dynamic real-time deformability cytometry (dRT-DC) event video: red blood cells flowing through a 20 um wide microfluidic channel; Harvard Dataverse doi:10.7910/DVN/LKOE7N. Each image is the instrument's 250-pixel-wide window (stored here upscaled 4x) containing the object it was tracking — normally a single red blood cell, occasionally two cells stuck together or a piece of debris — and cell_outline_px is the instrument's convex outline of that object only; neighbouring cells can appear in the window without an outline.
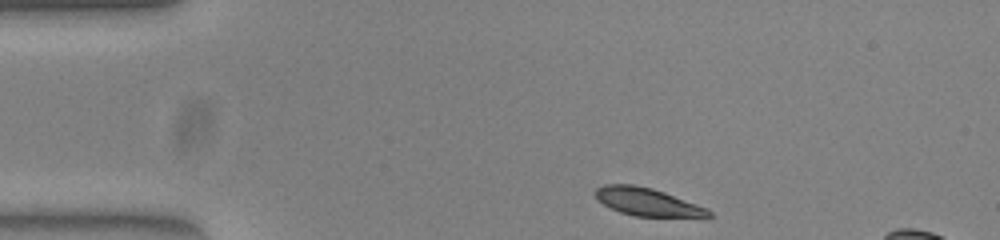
{"species": "common noctule bat (a hibernating species)", "species_latin": "Nyctalus noctula", "temperature_condition": "warm", "stored_images_in_passage": 39, "camera_frame_rate_fps": 3000, "um_per_image_px": 0.085, "animal": {"sex": "female", "body_mass_g": 23.0, "forearm_length_mm": 53.4}, "frame": {"image": 1, "passage_image": 1, "time_ms": 0.0, "image_size_px": [1000, 240], "cell_outline_px": [[712, 216], [636, 216], [620, 212], [596, 200], [596, 188], [604, 184], [632, 184], [652, 188], [664, 192], [708, 208], [712, 212]], "centroid_in_image_um": [55.0, 17.14], "position_along_channel_um": 30.0, "area_um2": 18.09}}
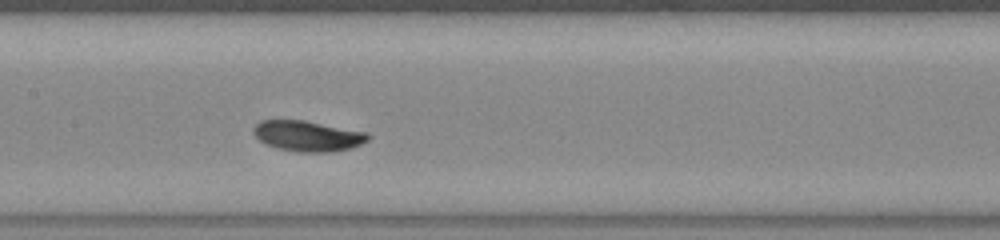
{"frame": {"image": 2, "passage_image": 17, "time_ms": 5.333, "image_size_px": [1000, 240], "cell_outline_px": [[372, 136], [368, 140], [352, 148], [332, 152], [300, 152], [280, 148], [264, 144], [252, 132], [252, 128], [260, 120], [304, 120], [368, 132]], "centroid_in_image_um": [26.18, 11.55], "position_along_channel_um": 181.2, "area_um2": 20.52}}
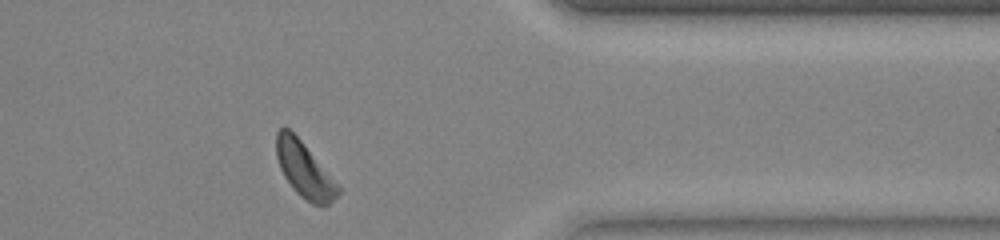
{"frame": {"image": 3, "passage_image": 34, "time_ms": 11.0, "image_size_px": [1000, 240], "cell_outline_px": [[340, 192], [328, 204], [312, 204], [300, 196], [296, 192], [284, 176], [280, 168], [276, 156], [276, 132], [280, 128], [288, 128], [300, 140], [340, 188]], "centroid_in_image_um": [25.82, 14.43], "position_along_channel_um": 385.6, "area_um2": 19.13}, "authors_computed_cell_mechanics": {"area_um2": 19.941, "velocity_mm_per_s": 3.8927, "shape_relaxation_time_tau1_ms": 2.8769, "shape_relaxation_time_tau2_ms": null, "deformation_change_tau1": 0.1269, "deformation_change_tau2": null}}